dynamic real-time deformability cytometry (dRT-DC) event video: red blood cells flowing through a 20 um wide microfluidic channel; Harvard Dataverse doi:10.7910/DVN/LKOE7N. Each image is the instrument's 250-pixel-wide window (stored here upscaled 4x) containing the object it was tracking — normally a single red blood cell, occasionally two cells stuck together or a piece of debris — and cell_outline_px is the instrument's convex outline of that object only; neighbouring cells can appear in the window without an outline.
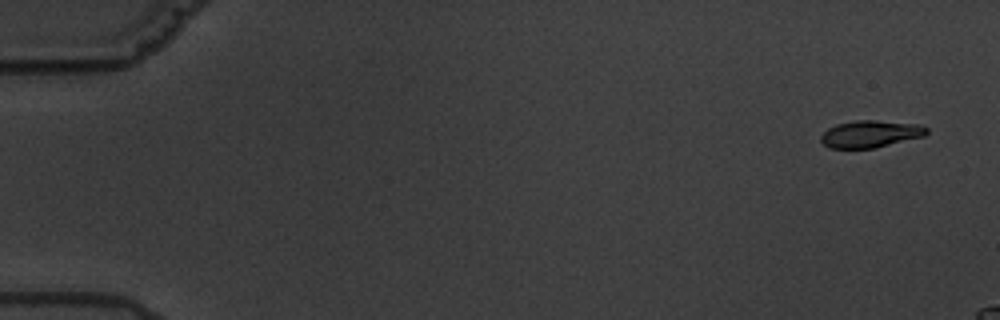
{"species": "common noctule bat (a hibernating species)", "species_latin": "Nyctalus noctula", "temperature_condition": "warm", "stored_images_in_passage": 4, "camera_frame_rate_fps": 3000, "um_per_image_px": 0.085, "animal": {"sex": "male", "body_mass_g": 19.5, "forearm_length_mm": 54.6}, "frame": {"image": 1, "passage_image": 1, "time_ms": 0.0, "image_size_px": [1000, 320], "cell_outline_px": [[928, 132], [924, 136], [876, 148], [828, 148], [820, 140], [820, 136], [828, 128], [836, 124], [856, 120], [876, 120], [920, 124], [928, 128]], "centroid_in_image_um": [73.99, 11.38], "position_along_channel_um": 11.0, "area_um2": 16.82}}